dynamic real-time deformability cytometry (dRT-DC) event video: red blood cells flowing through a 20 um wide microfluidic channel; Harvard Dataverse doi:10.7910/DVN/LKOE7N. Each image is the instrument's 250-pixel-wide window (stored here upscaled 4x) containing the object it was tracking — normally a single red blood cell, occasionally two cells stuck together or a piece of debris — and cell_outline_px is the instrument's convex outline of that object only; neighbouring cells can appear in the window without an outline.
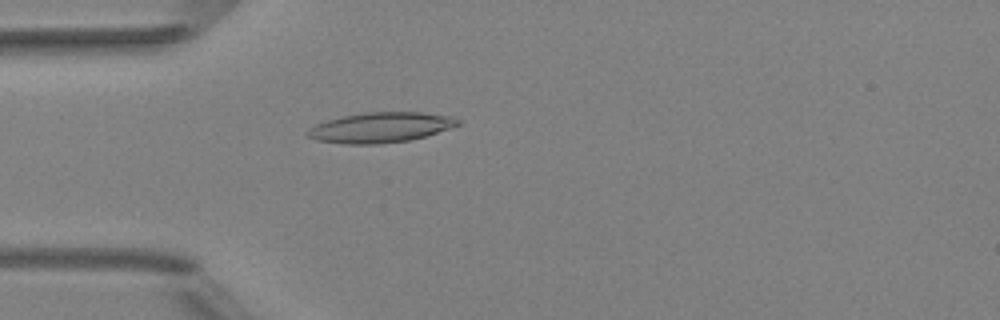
{"species": "Egyptian fruit bat (a non-hibernating species)", "species_latin": "Rousettus aegyptiacus", "temperature_condition": "room temperature", "stored_images_in_passage": 4, "camera_frame_rate_fps": 3000, "um_per_image_px": 0.085, "animal": {"sex": "female"}, "frame": {"image": 1, "passage_image": 4, "time_ms": 3.667, "image_size_px": [1000, 320], "cell_outline_px": [[460, 124], [424, 136], [408, 140], [376, 144], [344, 144], [316, 140], [308, 136], [304, 132], [316, 124], [328, 120], [344, 116], [364, 112], [420, 112], [452, 116], [460, 120]], "centroid_in_image_um": [32.31, 10.83], "position_along_channel_um": 52.7, "area_um2": 26.18}}